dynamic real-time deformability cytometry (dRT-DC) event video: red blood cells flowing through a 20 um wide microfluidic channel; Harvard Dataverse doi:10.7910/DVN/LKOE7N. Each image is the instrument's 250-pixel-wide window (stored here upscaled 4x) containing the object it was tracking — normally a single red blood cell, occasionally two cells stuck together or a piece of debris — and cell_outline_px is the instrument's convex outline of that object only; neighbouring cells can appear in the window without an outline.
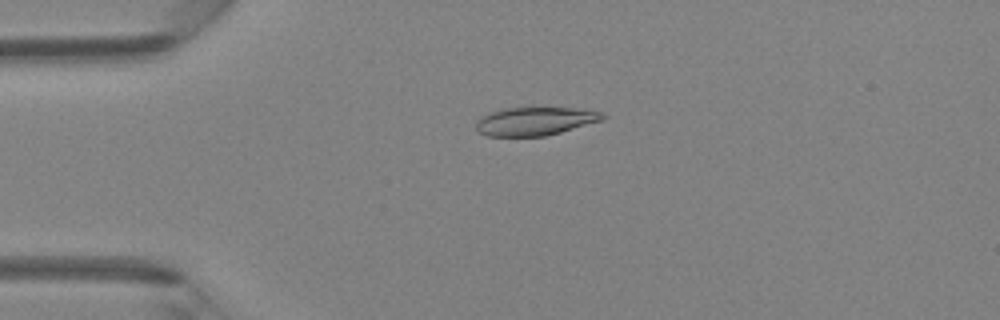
{"species": "Egyptian fruit bat (a non-hibernating species)", "species_latin": "Rousettus aegyptiacus", "temperature_condition": "room temperature", "stored_images_in_passage": 47, "camera_frame_rate_fps": 3000, "um_per_image_px": 0.085, "animal": {"sex": "female"}, "frame": {"image": 1, "passage_image": 11, "time_ms": 3.333, "image_size_px": [1000, 320], "cell_outline_px": [[608, 116], [604, 120], [560, 132], [544, 136], [488, 136], [476, 132], [476, 120], [480, 116], [504, 108], [584, 108], [604, 112]], "centroid_in_image_um": [45.52, 10.3], "position_along_channel_um": 39.5, "area_um2": 21.15}}
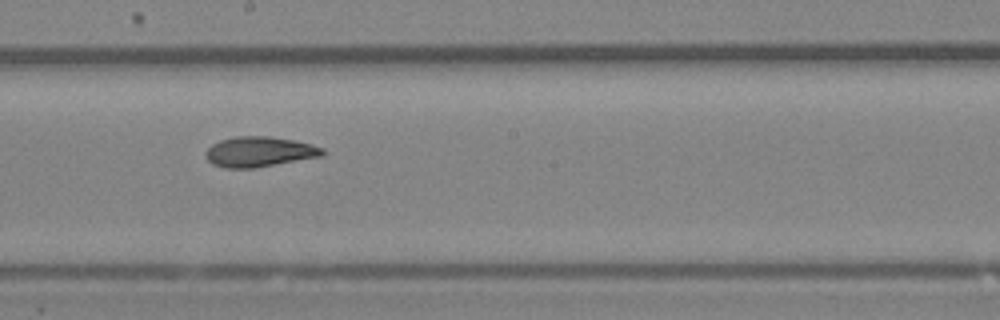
{"frame": {"image": 2, "passage_image": 26, "time_ms": 8.333, "image_size_px": [1000, 320], "cell_outline_px": [[324, 156], [256, 168], [224, 168], [212, 164], [204, 156], [204, 152], [212, 144], [220, 140], [236, 136], [268, 136], [292, 140], [324, 148]], "centroid_in_image_um": [22.01, 12.91], "position_along_channel_um": 226.2, "area_um2": 20.69}}
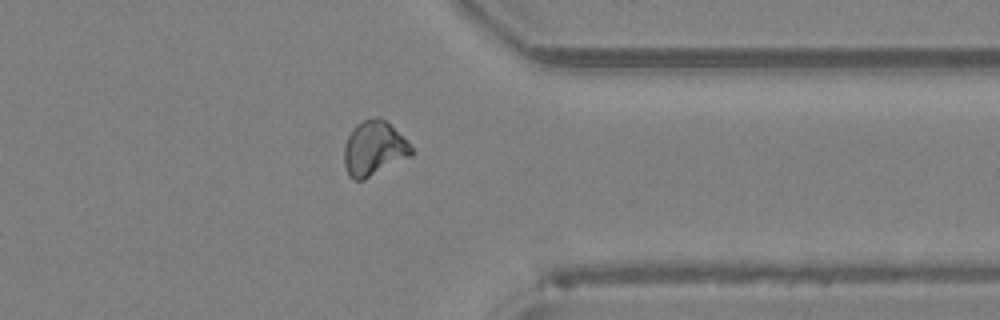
{"frame": {"image": 3, "passage_image": 37, "time_ms": 12.0, "image_size_px": [1000, 320], "cell_outline_px": [[412, 156], [364, 180], [352, 180], [348, 176], [344, 164], [344, 144], [348, 136], [356, 124], [364, 120], [376, 116], [380, 116], [412, 148]], "centroid_in_image_um": [31.74, 12.65], "position_along_channel_um": 379.7, "area_um2": 21.21}, "authors_computed_cell_mechanics": {"area_um2": 20.8658, "velocity_mm_per_s": 4.3362, "shape_relaxation_time_tau1_ms": 6.2815, "shape_relaxation_time_tau2_ms": 2.7197, "deformation_change_tau1": 0.1694, "deformation_change_tau2": 0.0777}}